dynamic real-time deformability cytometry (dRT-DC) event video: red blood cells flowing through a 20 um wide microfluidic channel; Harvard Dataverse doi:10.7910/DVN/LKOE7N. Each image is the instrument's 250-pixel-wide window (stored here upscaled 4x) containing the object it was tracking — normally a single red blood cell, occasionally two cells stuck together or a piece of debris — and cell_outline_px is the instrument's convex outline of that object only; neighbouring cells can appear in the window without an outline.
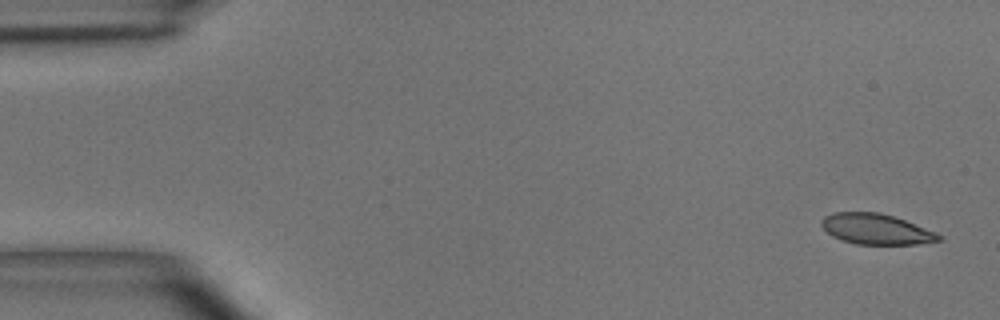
{"species": "common noctule bat (a hibernating species)", "species_latin": "Nyctalus noctula", "temperature_condition": "room temperature", "stored_images_in_passage": 5, "camera_frame_rate_fps": 3000, "um_per_image_px": 0.085, "animal": {"sex": "male", "body_mass_g": 15.6}, "frame": {"image": 1, "passage_image": 1, "time_ms": 0.0, "image_size_px": [1000, 320], "cell_outline_px": [[944, 240], [916, 244], [856, 244], [840, 240], [832, 236], [820, 224], [820, 220], [824, 216], [832, 212], [880, 212], [904, 220], [936, 232]], "centroid_in_image_um": [74.43, 19.47], "position_along_channel_um": 10.6, "area_um2": 20.87}}
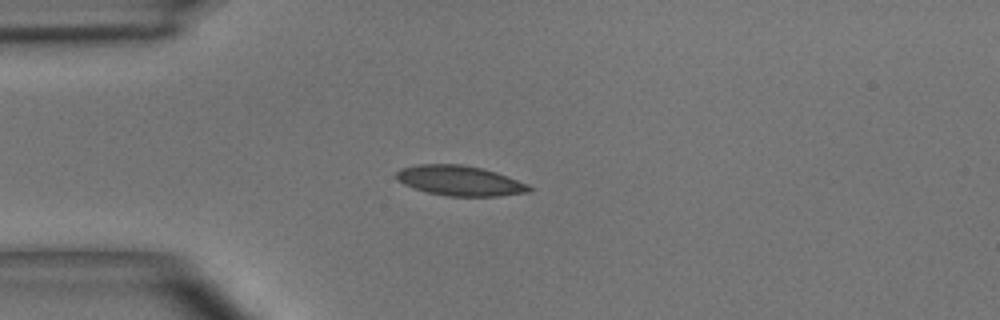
{"frame": {"image": 2, "passage_image": 4, "time_ms": 3.667, "image_size_px": [1000, 320], "cell_outline_px": [[532, 188], [528, 192], [496, 196], [448, 196], [428, 192], [404, 184], [396, 180], [396, 172], [400, 168], [416, 164], [460, 164], [480, 168], [496, 172], [528, 184]], "centroid_in_image_um": [39.05, 15.35], "position_along_channel_um": 46.0, "area_um2": 23.06}}